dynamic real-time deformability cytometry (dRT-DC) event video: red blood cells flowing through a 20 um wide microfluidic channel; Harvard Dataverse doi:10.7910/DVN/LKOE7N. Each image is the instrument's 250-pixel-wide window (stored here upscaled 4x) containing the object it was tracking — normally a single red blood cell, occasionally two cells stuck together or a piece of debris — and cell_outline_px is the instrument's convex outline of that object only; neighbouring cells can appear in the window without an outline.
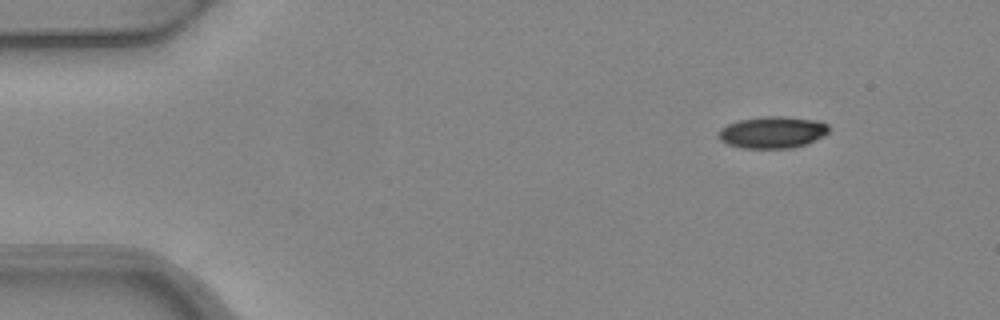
{"species": "common noctule bat (a hibernating species)", "species_latin": "Nyctalus noctula", "temperature_condition": "warm", "stored_images_in_passage": 4, "camera_frame_rate_fps": 3000, "um_per_image_px": 0.085, "animal": {"sex": "female", "body_mass_g": 24.6, "forearm_length_mm": 56.2}, "frame": {"image": 1, "passage_image": 1, "time_ms": 0.0, "image_size_px": [1000, 320], "cell_outline_px": [[828, 132], [824, 136], [804, 144], [792, 148], [744, 148], [728, 144], [720, 140], [720, 128], [728, 124], [740, 120], [764, 116], [784, 116], [820, 120], [828, 124]], "centroid_in_image_um": [65.69, 11.23], "position_along_channel_um": 19.3, "area_um2": 20.35}}
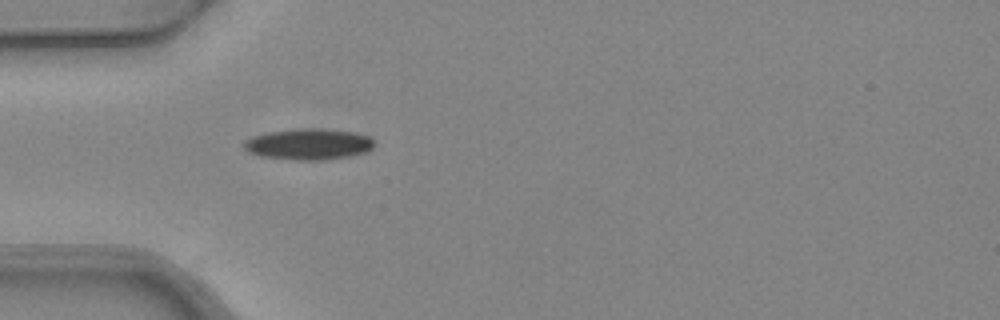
{"frame": {"image": 2, "passage_image": 4, "time_ms": 1.0, "image_size_px": [1000, 320], "cell_outline_px": [[372, 148], [364, 152], [348, 156], [324, 160], [292, 160], [260, 156], [248, 152], [244, 148], [244, 140], [252, 136], [268, 132], [300, 128], [324, 128], [352, 132], [368, 136], [372, 140]], "centroid_in_image_um": [26.17, 12.25], "position_along_channel_um": 58.8, "area_um2": 23.58}}